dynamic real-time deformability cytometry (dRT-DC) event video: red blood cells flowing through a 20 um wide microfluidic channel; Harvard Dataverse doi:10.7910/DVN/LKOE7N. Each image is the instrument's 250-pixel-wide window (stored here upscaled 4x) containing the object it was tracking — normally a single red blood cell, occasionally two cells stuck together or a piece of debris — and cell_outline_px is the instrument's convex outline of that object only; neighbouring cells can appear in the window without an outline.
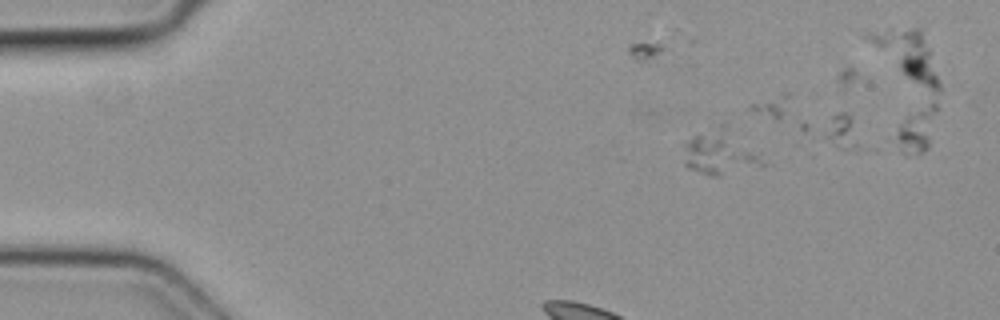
{"species": "common noctule bat (a hibernating species)", "species_latin": "Nyctalus noctula", "temperature_condition": "cold", "stored_images_in_passage": 11, "camera_frame_rate_fps": 3000, "um_per_image_px": 0.085, "animal": {"sex": "female", "body_mass_g": 19.3, "forearm_length_mm": 54.1}, "frame": {"image": 1, "passage_image": 1, "time_ms": 0.0, "image_size_px": [1000, 320], "cell_outline_px": [[772, 164], [720, 176], [708, 176], [688, 168], [684, 164], [684, 144], [688, 140], [724, 120]], "centroid_in_image_um": [61.32, 12.94], "position_along_channel_um": 23.7, "area_um2": 21.62}}
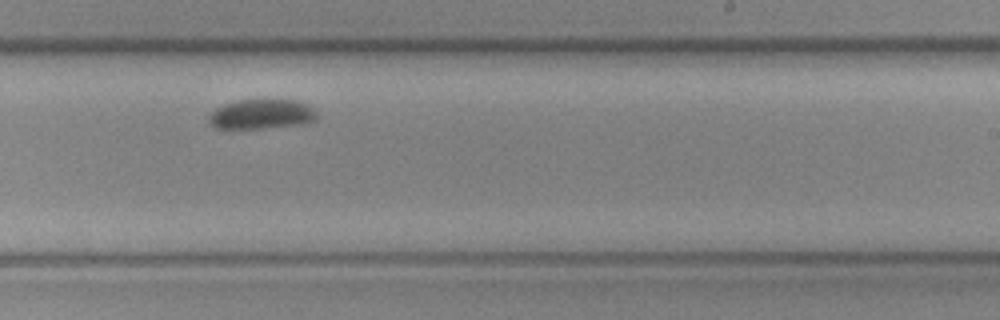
{"frame": {"image": 2, "passage_image": 10, "time_ms": 3.0, "image_size_px": [1000, 320], "cell_outline_px": [[316, 120], [300, 124], [264, 128], [212, 128], [208, 124], [208, 116], [216, 108], [224, 104], [240, 100], [296, 100], [312, 108], [316, 112]], "centroid_in_image_um": [22.17, 9.71], "position_along_channel_um": 266.8, "area_um2": 18.55}}
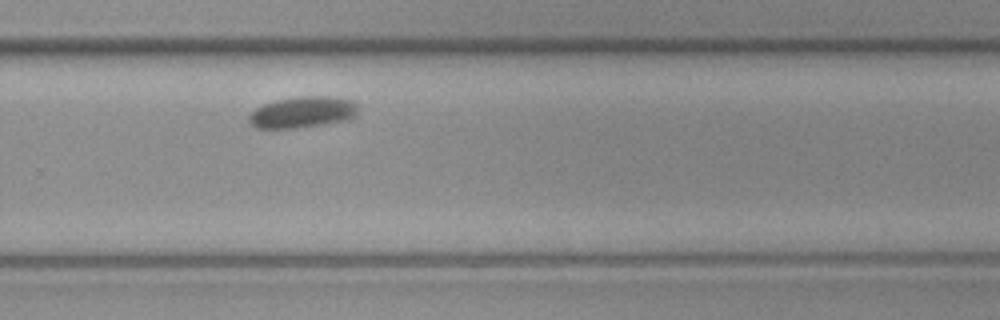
{"frame": {"image": 3, "passage_image": 11, "time_ms": 3.333, "image_size_px": [1000, 320], "cell_outline_px": [[360, 108], [356, 116], [348, 120], [324, 124], [296, 128], [256, 128], [248, 120], [248, 116], [256, 108], [264, 104], [276, 100], [300, 96], [332, 96], [352, 100]], "centroid_in_image_um": [25.77, 9.53], "position_along_channel_um": 304.0, "area_um2": 20.06}}